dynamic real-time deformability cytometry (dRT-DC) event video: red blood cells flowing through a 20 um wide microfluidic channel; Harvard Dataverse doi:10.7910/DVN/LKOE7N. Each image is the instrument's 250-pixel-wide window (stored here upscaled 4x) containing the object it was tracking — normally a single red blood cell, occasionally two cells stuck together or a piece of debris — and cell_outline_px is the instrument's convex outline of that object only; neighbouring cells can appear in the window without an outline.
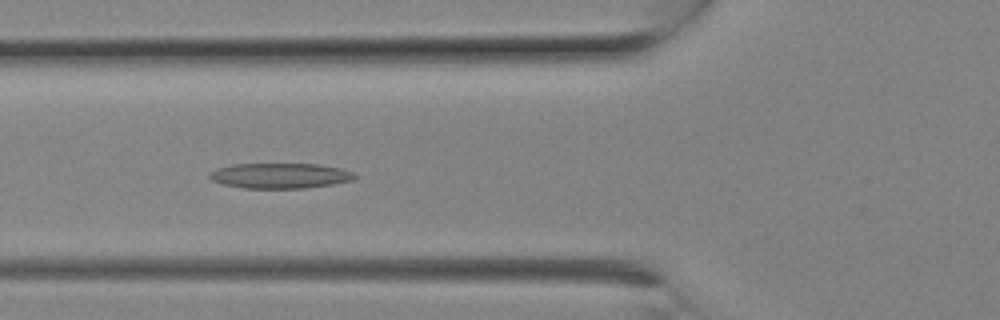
{"species": "Egyptian fruit bat (a non-hibernating species)", "species_latin": "Rousettus aegyptiacus", "temperature_condition": "room temperature", "stored_images_in_passage": 8, "camera_frame_rate_fps": 3000, "um_per_image_px": 0.085, "animal": {"sex": "female"}, "frame": {"image": 1, "passage_image": 7, "time_ms": 2.0, "image_size_px": [1000, 320], "cell_outline_px": [[356, 176], [352, 180], [332, 184], [304, 188], [244, 188], [224, 184], [212, 180], [208, 176], [216, 168], [232, 164], [320, 164], [340, 168], [352, 172]], "centroid_in_image_um": [23.8, 14.93], "position_along_channel_um": 102.0, "area_um2": 21.21}}
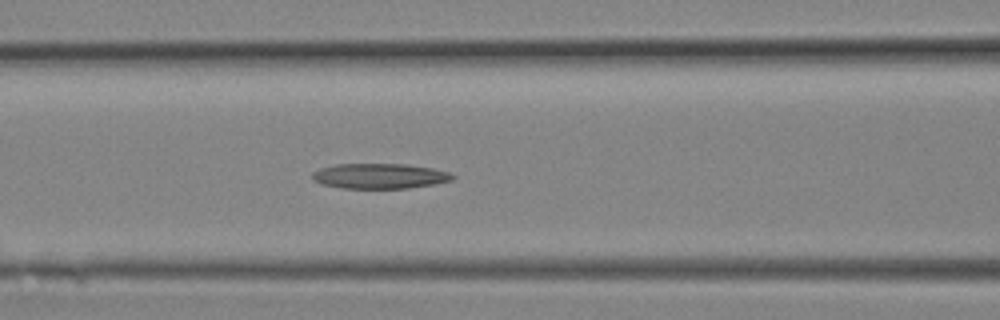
{"frame": {"image": 2, "passage_image": 8, "time_ms": 2.333, "image_size_px": [1000, 320], "cell_outline_px": [[456, 176], [452, 180], [436, 184], [408, 188], [344, 188], [320, 184], [312, 180], [312, 172], [320, 168], [336, 164], [408, 164], [432, 168], [448, 172]], "centroid_in_image_um": [32.26, 14.96], "position_along_channel_um": 134.3, "area_um2": 20.69}}